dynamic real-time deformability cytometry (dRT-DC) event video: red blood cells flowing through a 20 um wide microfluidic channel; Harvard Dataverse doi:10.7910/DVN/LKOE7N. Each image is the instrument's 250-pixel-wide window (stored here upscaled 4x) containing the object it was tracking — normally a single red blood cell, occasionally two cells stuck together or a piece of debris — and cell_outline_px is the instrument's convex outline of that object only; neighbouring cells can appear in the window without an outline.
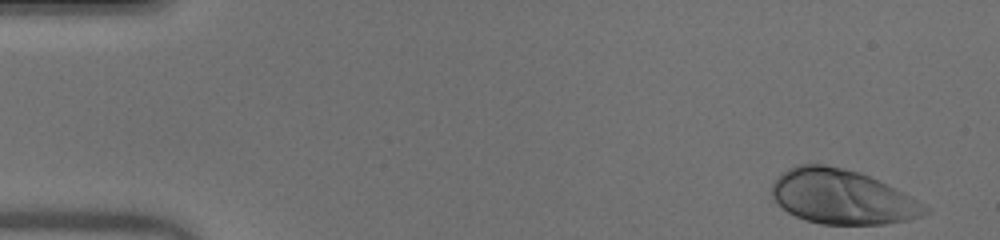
{"species": "human", "species_latin": "Homo sapiens", "temperature_condition": "warm", "stored_images_in_passage": 49, "camera_frame_rate_fps": 3000, "um_per_image_px": 0.085, "donor": {"sex": "male"}, "frame": {"image": 1, "passage_image": 1, "time_ms": 0.0, "image_size_px": [1000, 240], "cell_outline_px": [[932, 212], [908, 220], [884, 224], [820, 224], [804, 220], [788, 212], [776, 204], [772, 196], [772, 184], [776, 176], [788, 168], [800, 164], [824, 164], [844, 168], [860, 172], [904, 192], [928, 208]], "centroid_in_image_um": [71.54, 16.73], "position_along_channel_um": 13.5, "area_um2": 48.78}}
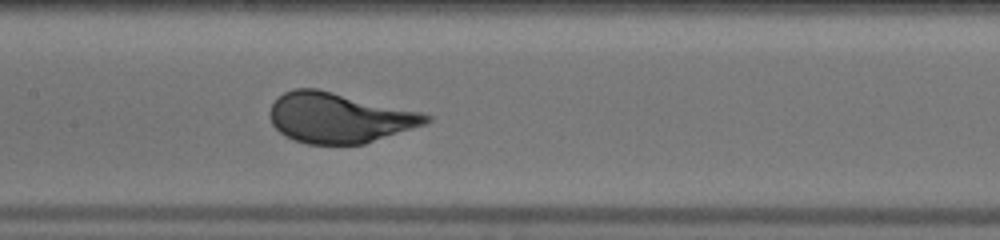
{"frame": {"image": 2, "passage_image": 23, "time_ms": 7.333, "image_size_px": [1000, 240], "cell_outline_px": [[432, 120], [424, 124], [364, 144], [308, 144], [292, 140], [284, 136], [272, 124], [268, 116], [268, 112], [272, 104], [284, 92], [292, 88], [316, 88], [420, 112], [432, 116]], "centroid_in_image_um": [28.76, 10.01], "position_along_channel_um": 178.6, "area_um2": 45.43}}
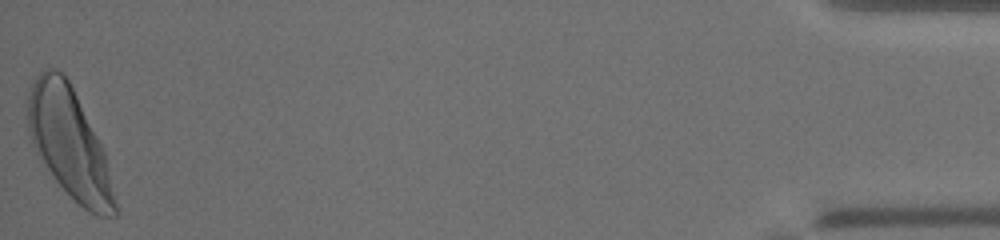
{"frame": {"image": 3, "passage_image": 49, "time_ms": 16.0, "image_size_px": [1000, 240], "cell_outline_px": [[116, 216], [96, 216], [88, 212], [56, 180], [40, 160], [32, 144], [28, 128], [28, 96], [32, 84], [36, 76], [44, 68], [56, 68], [68, 80], [104, 148], [116, 204]], "centroid_in_image_um": [5.89, 12.16], "position_along_channel_um": 429.3, "area_um2": 54.97}, "authors_computed_cell_mechanics": {"area_um2": 45.8354, "velocity_mm_per_s": 3.9793, "shape_relaxation_time_tau1_ms": 2.4482, "shape_relaxation_time_tau2_ms": null, "deformation_change_tau1": 0.1658, "deformation_change_tau2": null}}